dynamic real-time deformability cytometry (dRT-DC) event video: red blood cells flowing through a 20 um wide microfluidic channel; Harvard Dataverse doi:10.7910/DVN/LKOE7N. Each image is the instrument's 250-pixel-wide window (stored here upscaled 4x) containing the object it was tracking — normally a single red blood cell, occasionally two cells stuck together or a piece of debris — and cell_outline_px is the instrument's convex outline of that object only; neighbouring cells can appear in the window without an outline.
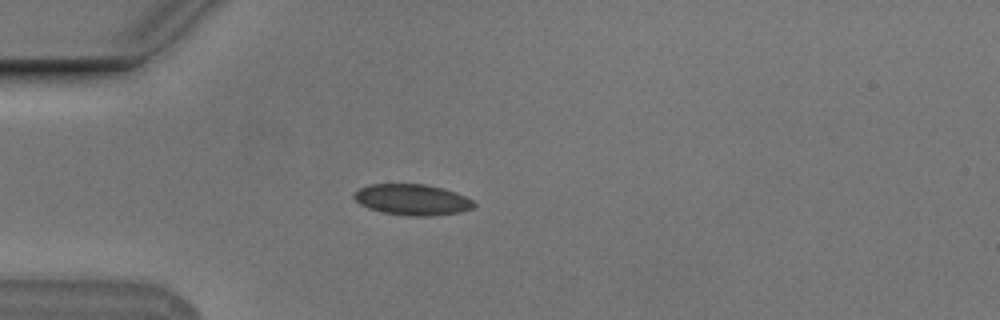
{"species": "Egyptian fruit bat (a non-hibernating species)", "species_latin": "Rousettus aegyptiacus", "temperature_condition": "cold", "stored_images_in_passage": 54, "camera_frame_rate_fps": 3000, "um_per_image_px": 0.085, "animal": {"sex": "male"}, "frame": {"image": 1, "passage_image": 15, "time_ms": 4.667, "image_size_px": [1000, 320], "cell_outline_px": [[476, 204], [472, 208], [460, 212], [432, 216], [408, 216], [384, 212], [368, 208], [360, 204], [352, 196], [352, 192], [368, 184], [424, 184], [456, 192], [472, 200]], "centroid_in_image_um": [35.01, 16.97], "position_along_channel_um": 50.0, "area_um2": 21.62}}
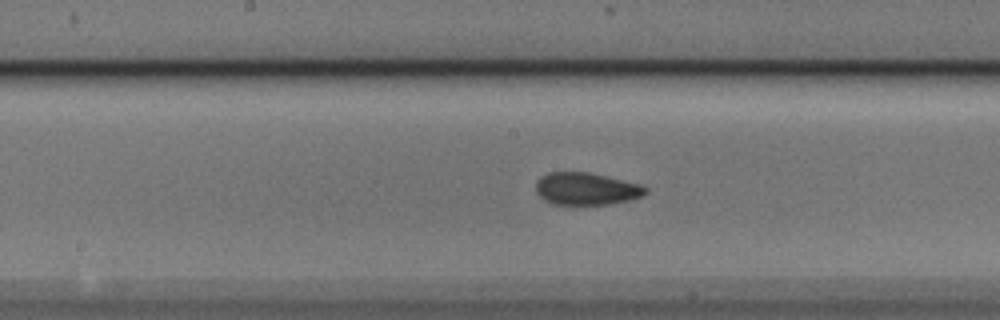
{"frame": {"image": 2, "passage_image": 28, "time_ms": 9.0, "image_size_px": [1000, 320], "cell_outline_px": [[648, 192], [644, 196], [628, 200], [608, 204], [552, 204], [544, 200], [536, 192], [536, 180], [540, 176], [548, 172], [588, 172], [644, 184], [648, 188]], "centroid_in_image_um": [49.86, 16.03], "position_along_channel_um": 198.3, "area_um2": 20.92}}
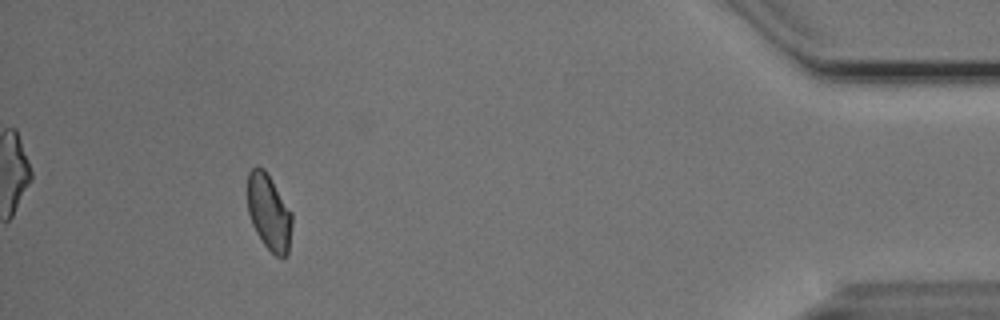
{"frame": {"image": 3, "passage_image": 50, "time_ms": 16.333, "image_size_px": [1000, 320], "cell_outline_px": [[292, 224], [288, 252], [284, 256], [276, 256], [264, 244], [256, 232], [252, 224], [248, 212], [248, 172], [252, 168], [264, 168], [292, 212]], "centroid_in_image_um": [22.86, 18.04], "position_along_channel_um": 412.3, "area_um2": 19.42}, "authors_computed_cell_mechanics": {"area_um2": 20.4612, "velocity_mm_per_s": 3.7347, "shape_relaxation_time_tau1_ms": 4.2029, "shape_relaxation_time_tau2_ms": 1.7283, "deformation_change_tau1": 0.0957, "deformation_change_tau2": 0.0472}}